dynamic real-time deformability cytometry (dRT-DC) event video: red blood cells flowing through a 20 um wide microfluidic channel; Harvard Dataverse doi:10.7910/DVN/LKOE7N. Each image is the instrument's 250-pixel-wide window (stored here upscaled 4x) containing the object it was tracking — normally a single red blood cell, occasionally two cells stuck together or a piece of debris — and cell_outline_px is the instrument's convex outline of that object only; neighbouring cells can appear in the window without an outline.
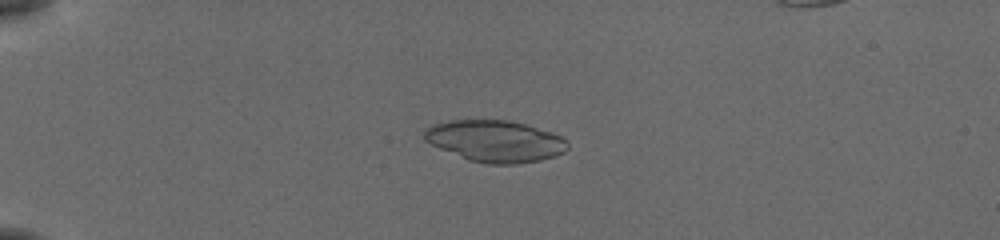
{"species": "common noctule bat (a hibernating species)", "species_latin": "Nyctalus noctula", "temperature_condition": "cold", "stored_images_in_passage": 47, "camera_frame_rate_fps": 3000, "um_per_image_px": 0.085, "animal": {"sex": "female", "body_mass_g": 19.5, "forearm_length_mm": 54.1}, "frame": {"image": 1, "passage_image": 6, "time_ms": 1.667, "image_size_px": [1000, 240], "cell_outline_px": [[568, 148], [564, 152], [556, 156], [540, 160], [516, 164], [488, 164], [472, 160], [440, 148], [424, 140], [424, 128], [432, 124], [448, 120], [508, 120], [524, 124], [560, 136], [568, 144]], "centroid_in_image_um": [42.07, 11.99], "position_along_channel_um": 42.9, "area_um2": 34.33}}